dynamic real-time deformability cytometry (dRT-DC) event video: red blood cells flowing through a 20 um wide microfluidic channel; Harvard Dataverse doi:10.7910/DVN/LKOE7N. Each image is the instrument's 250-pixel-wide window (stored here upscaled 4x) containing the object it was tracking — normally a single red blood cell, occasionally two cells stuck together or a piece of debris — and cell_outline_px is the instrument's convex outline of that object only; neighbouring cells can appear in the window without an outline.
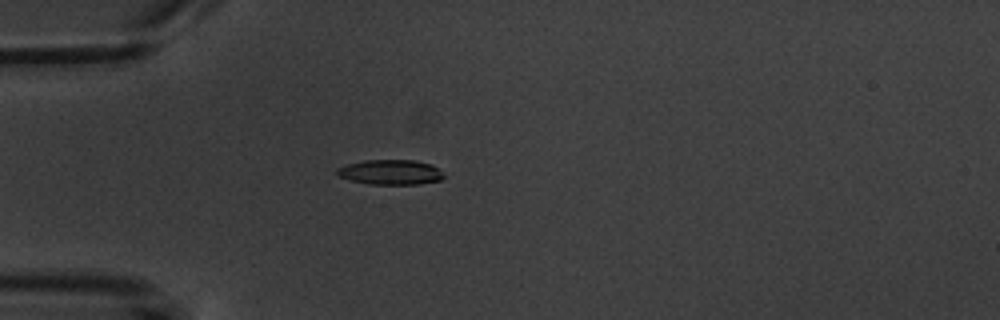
{"species": "common noctule bat (a hibernating species)", "species_latin": "Nyctalus noctula", "temperature_condition": "warm", "stored_images_in_passage": 5, "camera_frame_rate_fps": 3000, "um_per_image_px": 0.085, "animal": {"sex": "male", "body_mass_g": 20.1, "forearm_length_mm": 53.5}, "frame": {"image": 1, "passage_image": 5, "time_ms": 4.667, "image_size_px": [1000, 320], "cell_outline_px": [[444, 176], [440, 180], [420, 184], [368, 184], [336, 176], [336, 168], [348, 164], [364, 160], [412, 160], [432, 164]], "centroid_in_image_um": [33.15, 14.63], "position_along_channel_um": 51.9, "area_um2": 15.43}}